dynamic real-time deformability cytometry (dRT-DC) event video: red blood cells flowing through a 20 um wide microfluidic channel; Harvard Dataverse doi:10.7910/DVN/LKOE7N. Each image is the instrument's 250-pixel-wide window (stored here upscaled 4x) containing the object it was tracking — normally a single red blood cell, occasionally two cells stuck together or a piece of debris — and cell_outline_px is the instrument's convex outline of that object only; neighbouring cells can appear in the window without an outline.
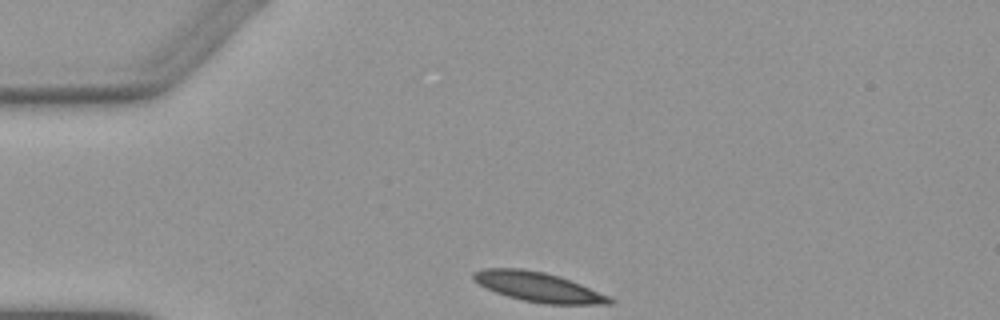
{"species": "Egyptian fruit bat (a non-hibernating species)", "species_latin": "Rousettus aegyptiacus", "temperature_condition": "warm", "stored_images_in_passage": 2, "camera_frame_rate_fps": 3000, "um_per_image_px": 0.085, "animal": {"sex": "female"}, "frame": {"image": 1, "passage_image": 1, "time_ms": 0.0, "image_size_px": [1000, 320], "cell_outline_px": [[616, 300], [612, 304], [544, 304], [524, 300], [508, 296], [496, 292], [480, 284], [472, 276], [472, 272], [484, 268], [524, 268], [544, 272], [560, 276], [580, 284], [608, 296]], "centroid_in_image_um": [45.77, 24.38], "position_along_channel_um": 39.2, "area_um2": 23.24}}